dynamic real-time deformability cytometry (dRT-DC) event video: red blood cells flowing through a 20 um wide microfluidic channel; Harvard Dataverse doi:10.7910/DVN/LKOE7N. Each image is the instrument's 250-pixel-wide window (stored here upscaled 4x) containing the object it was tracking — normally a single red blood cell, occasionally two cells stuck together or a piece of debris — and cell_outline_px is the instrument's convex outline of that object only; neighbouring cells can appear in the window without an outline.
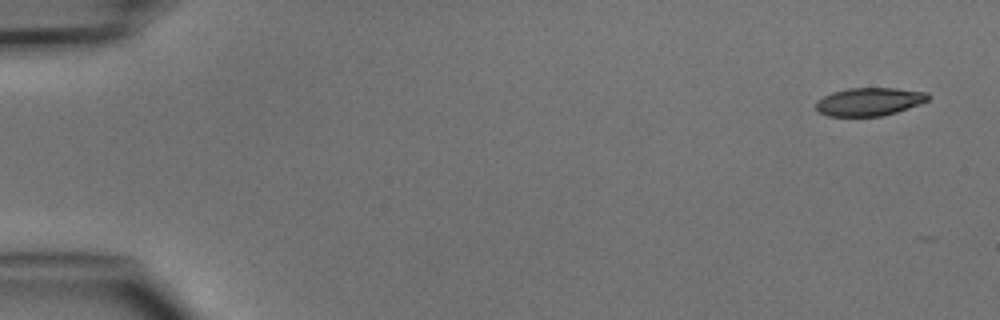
{"species": "common noctule bat (a hibernating species)", "species_latin": "Nyctalus noctula", "temperature_condition": "cold", "stored_images_in_passage": 5, "camera_frame_rate_fps": 3000, "um_per_image_px": 0.085, "animal": {"sex": "male", "body_mass_g": 15.6}, "frame": {"image": 1, "passage_image": 1, "time_ms": 0.0, "image_size_px": [1000, 320], "cell_outline_px": [[928, 100], [920, 104], [896, 112], [880, 116], [828, 116], [820, 112], [816, 108], [816, 100], [832, 92], [848, 88], [896, 88], [928, 92]], "centroid_in_image_um": [73.88, 8.63], "position_along_channel_um": 11.1, "area_um2": 18.32}}
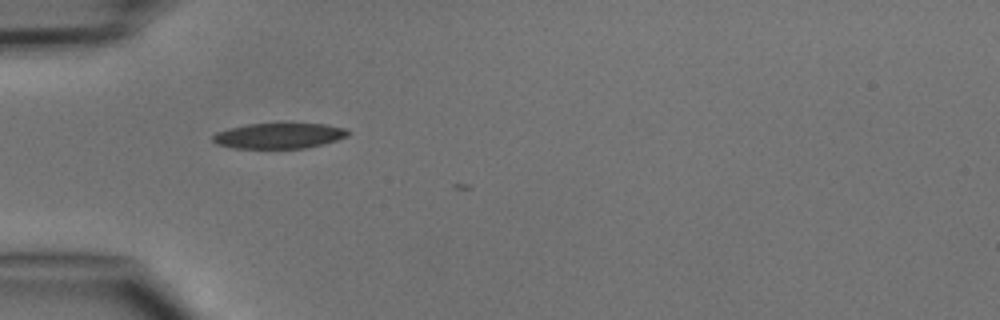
{"frame": {"image": 2, "passage_image": 4, "time_ms": 4.333, "image_size_px": [1000, 320], "cell_outline_px": [[352, 132], [348, 136], [324, 144], [304, 148], [236, 148], [216, 144], [212, 140], [212, 136], [216, 132], [228, 128], [248, 124], [324, 124], [344, 128]], "centroid_in_image_um": [23.71, 11.54], "position_along_channel_um": 61.3, "area_um2": 20.0}}